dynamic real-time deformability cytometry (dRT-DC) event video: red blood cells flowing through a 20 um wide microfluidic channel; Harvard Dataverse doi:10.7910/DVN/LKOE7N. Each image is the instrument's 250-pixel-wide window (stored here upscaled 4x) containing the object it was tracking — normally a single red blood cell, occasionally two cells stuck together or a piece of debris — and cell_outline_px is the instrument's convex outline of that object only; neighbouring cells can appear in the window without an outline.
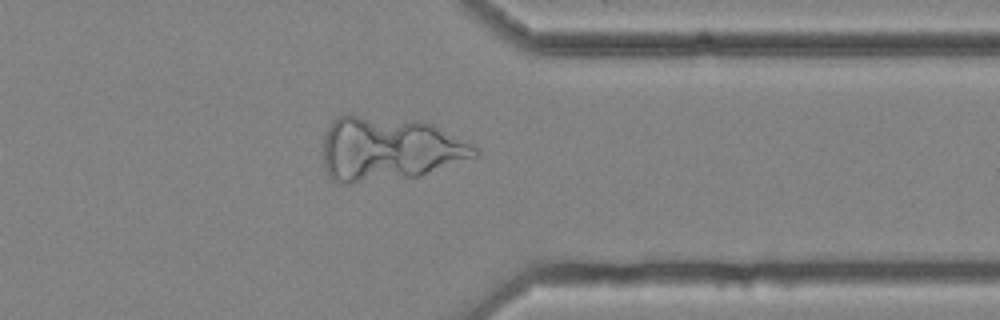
{"species": "common noctule bat (a hibernating species)", "species_latin": "Nyctalus noctula", "temperature_condition": "cold", "stored_images_in_passage": 40, "camera_frame_rate_fps": 3000, "um_per_image_px": 0.085, "animal": {"sex": "female", "body_mass_g": 25.1}, "frame": {"image": 1, "passage_image": 29, "time_ms": 9.333, "image_size_px": [1000, 320], "cell_outline_px": [[476, 156], [420, 176], [352, 184], [336, 184], [328, 176], [324, 168], [324, 132], [332, 120], [344, 112], [348, 112], [424, 120], [472, 144], [476, 148]], "centroid_in_image_um": [32.98, 12.62], "position_along_channel_um": 378.4, "area_um2": 57.97}}